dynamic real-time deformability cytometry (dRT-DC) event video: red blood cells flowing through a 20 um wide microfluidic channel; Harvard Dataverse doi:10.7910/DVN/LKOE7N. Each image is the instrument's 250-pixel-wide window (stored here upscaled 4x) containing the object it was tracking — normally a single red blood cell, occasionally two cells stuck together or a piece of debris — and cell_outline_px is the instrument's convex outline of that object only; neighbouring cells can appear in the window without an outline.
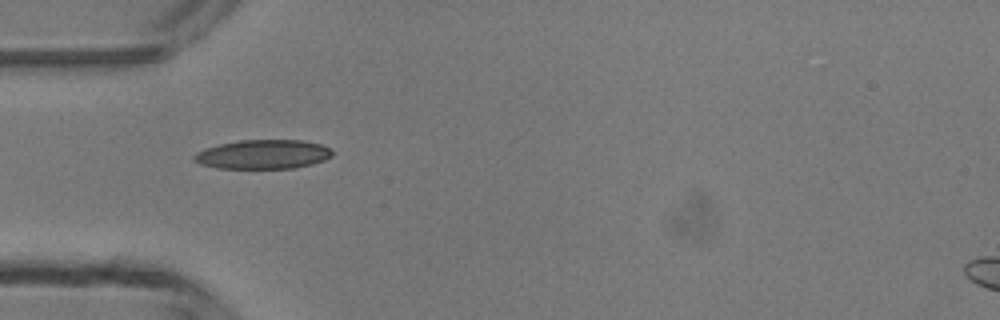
{"species": "common noctule bat (a hibernating species)", "species_latin": "Nyctalus noctula", "temperature_condition": "room temperature", "stored_images_in_passage": 5, "camera_frame_rate_fps": 3000, "um_per_image_px": 0.085, "animal": {"sex": "male", "body_mass_g": 13.3}, "frame": {"image": 1, "passage_image": 4, "time_ms": 4.333, "image_size_px": [1000, 320], "cell_outline_px": [[332, 156], [324, 160], [312, 164], [292, 168], [216, 168], [200, 164], [192, 160], [192, 156], [196, 152], [204, 148], [220, 144], [240, 140], [300, 140], [320, 144], [332, 148]], "centroid_in_image_um": [22.33, 13.12], "position_along_channel_um": 62.7, "area_um2": 23.58}}
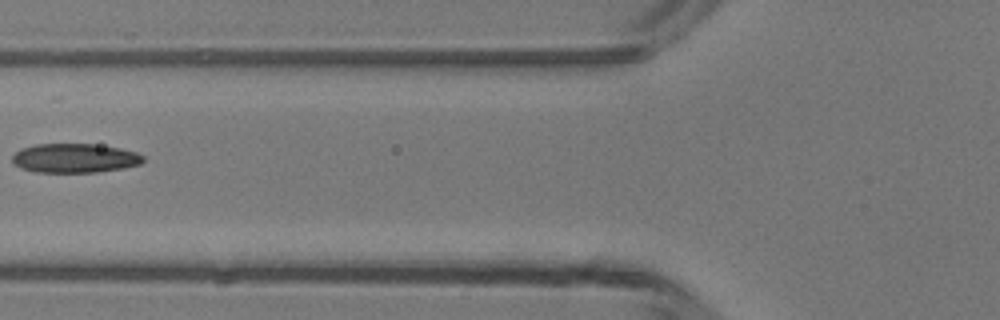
{"frame": {"image": 2, "passage_image": 5, "time_ms": 5.667, "image_size_px": [1000, 320], "cell_outline_px": [[144, 160], [140, 164], [124, 168], [96, 172], [36, 172], [20, 168], [12, 164], [12, 156], [20, 148], [36, 144], [92, 144], [120, 148], [136, 152], [144, 156]], "centroid_in_image_um": [6.32, 13.44], "position_along_channel_um": 119.5, "area_um2": 22.37}}